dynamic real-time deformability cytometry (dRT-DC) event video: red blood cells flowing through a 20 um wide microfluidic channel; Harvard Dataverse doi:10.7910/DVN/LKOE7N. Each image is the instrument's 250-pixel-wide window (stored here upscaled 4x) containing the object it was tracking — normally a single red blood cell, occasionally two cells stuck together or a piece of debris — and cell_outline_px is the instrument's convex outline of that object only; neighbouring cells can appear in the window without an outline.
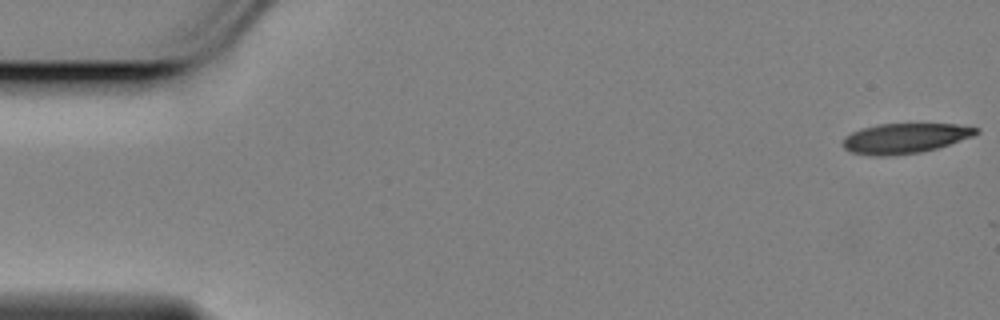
{"species": "Egyptian fruit bat (a non-hibernating species)", "species_latin": "Rousettus aegyptiacus", "temperature_condition": "cold", "stored_images_in_passage": 57, "camera_frame_rate_fps": 3000, "um_per_image_px": 0.085, "animal": {"sex": "female"}, "frame": {"image": 1, "passage_image": 1, "time_ms": 0.0, "image_size_px": [1000, 320], "cell_outline_px": [[972, 132], [952, 140], [940, 144], [924, 148], [892, 152], [876, 152], [852, 148], [848, 144], [848, 140], [856, 136], [880, 128], [908, 124], [940, 124], [972, 128]], "centroid_in_image_um": [77.1, 11.68], "position_along_channel_um": 7.9, "area_um2": 17.17}}
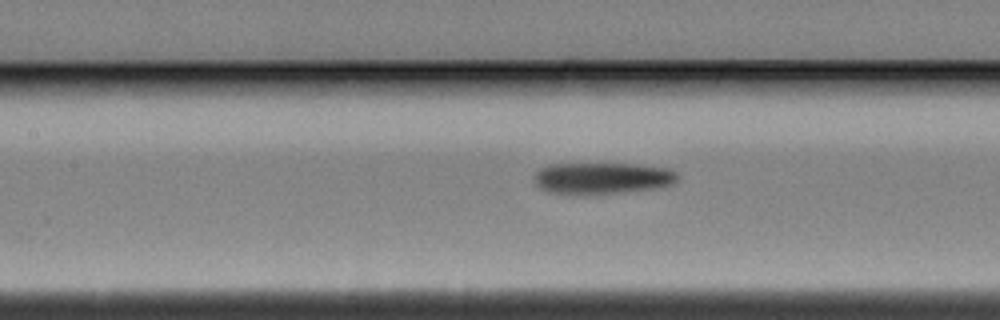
{"frame": {"image": 2, "passage_image": 25, "time_ms": 8.0, "image_size_px": [1000, 320], "cell_outline_px": [[664, 180], [632, 184], [564, 184], [548, 180], [544, 176], [552, 172], [604, 168], [608, 168], [656, 172], [664, 176]], "centroid_in_image_um": [51.34, 15.02], "position_along_channel_um": 156.1, "area_um2": 10.87}}
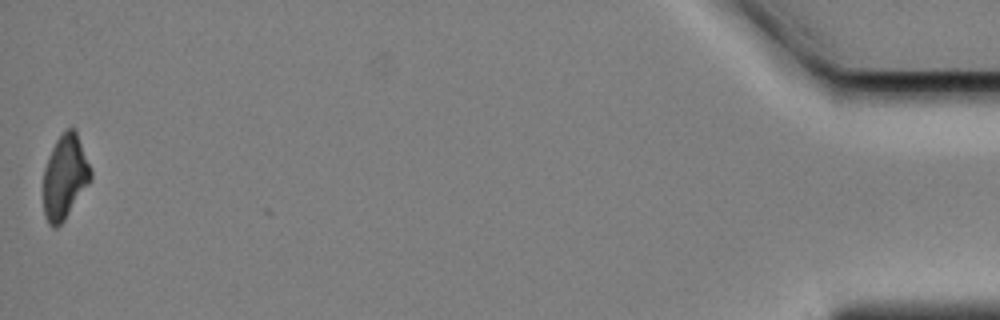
{"frame": {"image": 3, "passage_image": 57, "time_ms": 18.667, "image_size_px": [1000, 320], "cell_outline_px": [[88, 180], [60, 220], [52, 224], [48, 216], [44, 200], [44, 184], [48, 168], [52, 156], [60, 140], [68, 132], [72, 132], [76, 140], [88, 168]], "centroid_in_image_um": [5.48, 15.09], "position_along_channel_um": 429.7, "area_um2": 18.38}}